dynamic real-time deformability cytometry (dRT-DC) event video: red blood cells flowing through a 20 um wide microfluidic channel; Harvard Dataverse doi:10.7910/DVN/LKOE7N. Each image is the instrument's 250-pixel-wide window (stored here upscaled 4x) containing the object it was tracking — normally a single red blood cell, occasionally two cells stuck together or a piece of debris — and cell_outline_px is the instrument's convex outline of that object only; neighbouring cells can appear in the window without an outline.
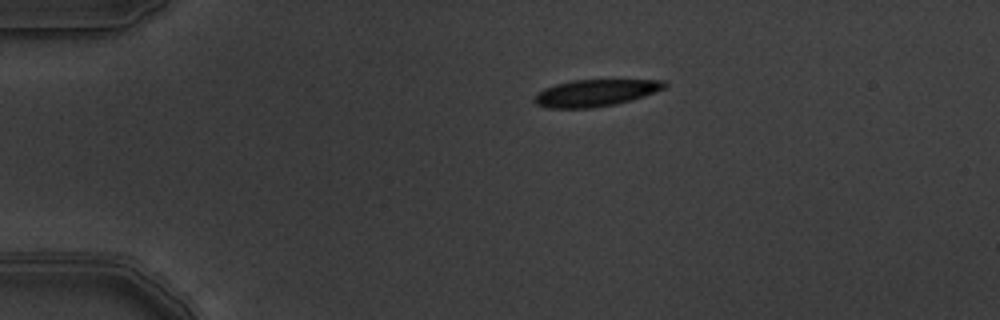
{"species": "common noctule bat (a hibernating species)", "species_latin": "Nyctalus noctula", "temperature_condition": "warm", "stored_images_in_passage": 9, "camera_frame_rate_fps": 3000, "um_per_image_px": 0.085, "animal": {"sex": "male", "body_mass_g": 19.5, "forearm_length_mm": 54.6}, "frame": {"image": 1, "passage_image": 1, "time_ms": 0.0, "image_size_px": [1000, 320], "cell_outline_px": [[668, 88], [644, 96], [616, 104], [592, 108], [548, 108], [536, 104], [532, 100], [536, 92], [544, 88], [556, 84], [572, 80], [664, 80], [668, 84]], "centroid_in_image_um": [50.61, 7.89], "position_along_channel_um": 34.4, "area_um2": 20.58}}
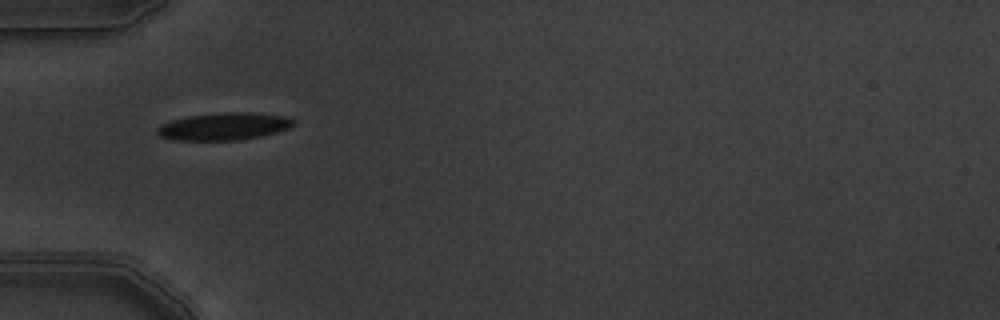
{"frame": {"image": 2, "passage_image": 3, "time_ms": 0.667, "image_size_px": [1000, 320], "cell_outline_px": [[296, 124], [288, 128], [276, 132], [260, 136], [240, 140], [176, 140], [160, 136], [156, 132], [156, 128], [160, 124], [172, 120], [188, 116], [224, 112], [252, 112], [288, 116], [296, 120]], "centroid_in_image_um": [19.07, 10.73], "position_along_channel_um": 65.9, "area_um2": 21.91}}